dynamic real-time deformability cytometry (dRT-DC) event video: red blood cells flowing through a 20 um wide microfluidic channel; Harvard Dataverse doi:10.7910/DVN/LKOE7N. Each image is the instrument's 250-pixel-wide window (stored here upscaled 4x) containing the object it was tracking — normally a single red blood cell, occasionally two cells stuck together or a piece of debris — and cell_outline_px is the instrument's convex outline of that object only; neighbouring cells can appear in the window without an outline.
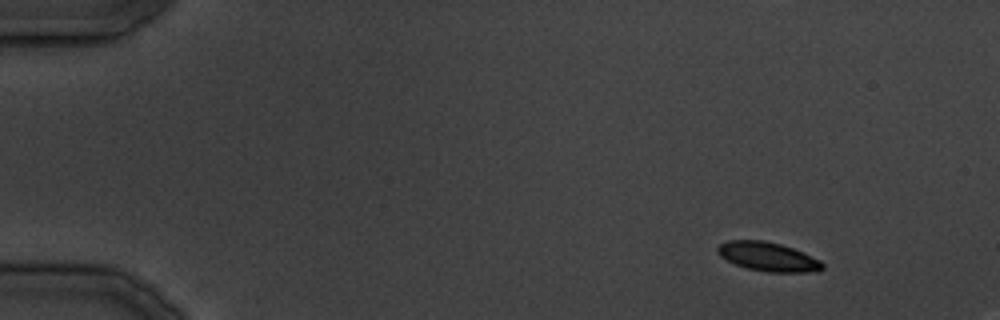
{"species": "common noctule bat (a hibernating species)", "species_latin": "Nyctalus noctula", "temperature_condition": "cold", "stored_images_in_passage": 11, "camera_frame_rate_fps": 3000, "um_per_image_px": 0.085, "animal": {"sex": "male", "body_mass_g": 19.5, "forearm_length_mm": 54.6}, "frame": {"image": 1, "passage_image": 4, "time_ms": 3.333, "image_size_px": [1000, 320], "cell_outline_px": [[824, 268], [808, 272], [768, 272], [748, 268], [736, 264], [720, 256], [716, 252], [716, 248], [720, 244], [728, 240], [764, 240], [780, 244], [792, 248], [820, 260], [824, 264]], "centroid_in_image_um": [65.25, 21.81], "position_along_channel_um": 19.8, "area_um2": 17.51}}